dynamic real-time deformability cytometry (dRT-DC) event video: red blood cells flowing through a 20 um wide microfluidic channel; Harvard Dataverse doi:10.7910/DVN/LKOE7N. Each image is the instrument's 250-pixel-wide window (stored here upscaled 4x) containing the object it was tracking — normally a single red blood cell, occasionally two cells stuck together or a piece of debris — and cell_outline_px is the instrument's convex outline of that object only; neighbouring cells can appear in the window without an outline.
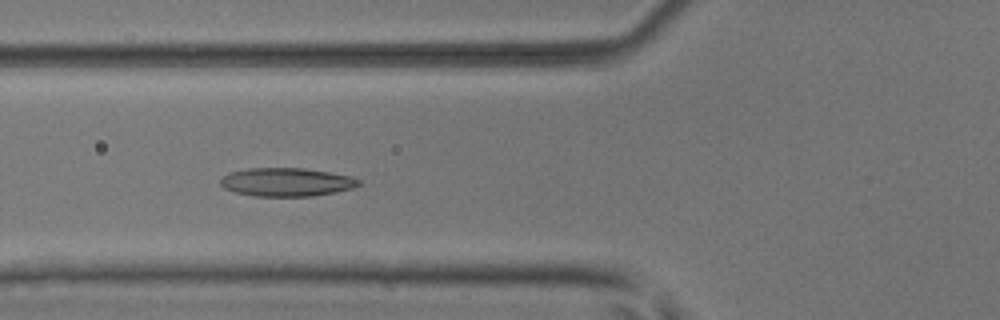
{"species": "common noctule bat (a hibernating species)", "species_latin": "Nyctalus noctula", "temperature_condition": "room temperature", "stored_images_in_passage": 52, "camera_frame_rate_fps": 3000, "um_per_image_px": 0.085, "animal": {"sex": "male", "body_mass_g": 17.9, "forearm_length_mm": 54.2}, "frame": {"image": 1, "passage_image": 20, "time_ms": 6.333, "image_size_px": [1000, 320], "cell_outline_px": [[360, 184], [352, 188], [336, 192], [312, 196], [252, 196], [236, 192], [224, 188], [220, 184], [220, 180], [228, 172], [248, 168], [304, 168], [352, 176], [360, 180]], "centroid_in_image_um": [24.34, 15.47], "position_along_channel_um": 101.5, "area_um2": 22.95}}
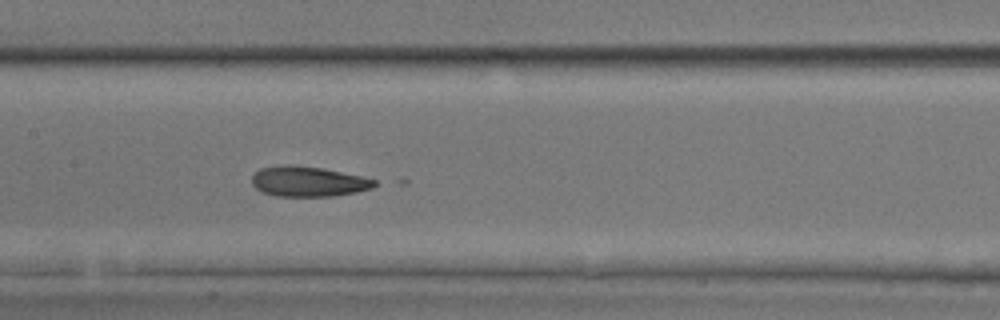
{"frame": {"image": 2, "passage_image": 26, "time_ms": 8.333, "image_size_px": [1000, 320], "cell_outline_px": [[376, 184], [372, 188], [356, 192], [332, 196], [276, 196], [260, 192], [252, 184], [252, 176], [260, 168], [284, 164], [288, 164], [320, 168], [360, 176], [376, 180]], "centroid_in_image_um": [26.15, 15.43], "position_along_channel_um": 181.3, "area_um2": 21.44}}
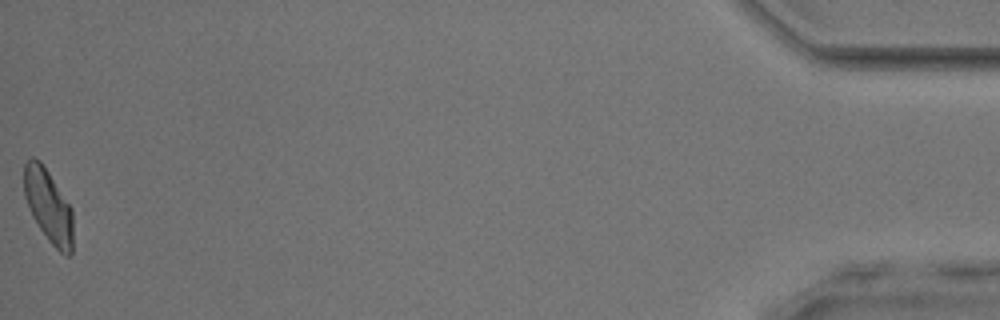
{"frame": {"image": 3, "passage_image": 52, "time_ms": 17.0, "image_size_px": [1000, 320], "cell_outline_px": [[72, 252], [68, 256], [64, 256], [48, 240], [32, 216], [24, 196], [24, 164], [32, 156], [40, 160], [72, 208]], "centroid_in_image_um": [4.11, 17.5], "position_along_channel_um": 431.1, "area_um2": 20.75}}